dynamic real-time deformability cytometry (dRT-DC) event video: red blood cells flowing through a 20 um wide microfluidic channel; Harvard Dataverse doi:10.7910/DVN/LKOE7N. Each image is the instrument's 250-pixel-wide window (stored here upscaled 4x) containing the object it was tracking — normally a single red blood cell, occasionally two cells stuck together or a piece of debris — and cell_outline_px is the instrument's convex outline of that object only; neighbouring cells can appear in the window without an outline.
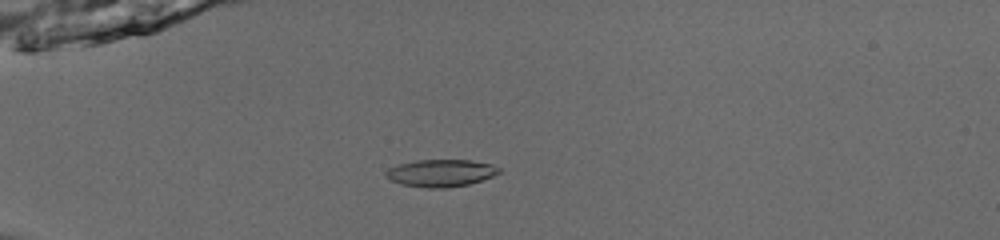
{"species": "common noctule bat (a hibernating species)", "species_latin": "Nyctalus noctula", "temperature_condition": "room temperature", "stored_images_in_passage": 53, "camera_frame_rate_fps": 3000, "um_per_image_px": 0.085, "animal": {"sex": "male", "body_mass_g": 13.0, "forearm_length_mm": 53.1}, "frame": {"image": 1, "passage_image": 17, "time_ms": 5.333, "image_size_px": [1000, 240], "cell_outline_px": [[504, 172], [468, 184], [448, 188], [428, 188], [400, 184], [384, 176], [384, 172], [388, 168], [400, 164], [416, 160], [468, 160], [492, 164], [500, 168]], "centroid_in_image_um": [37.47, 14.71], "position_along_channel_um": 47.5, "area_um2": 18.03}}
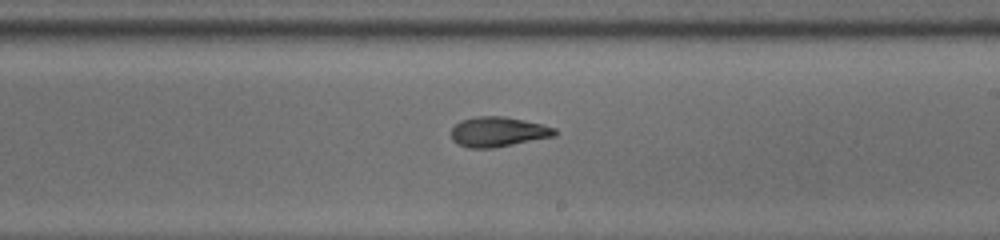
{"frame": {"image": 2, "passage_image": 34, "time_ms": 11.0, "image_size_px": [1000, 240], "cell_outline_px": [[556, 136], [492, 148], [468, 148], [452, 140], [452, 128], [460, 120], [476, 116], [504, 116], [524, 120], [556, 128]], "centroid_in_image_um": [42.33, 11.2], "position_along_channel_um": 246.7, "area_um2": 17.98}}
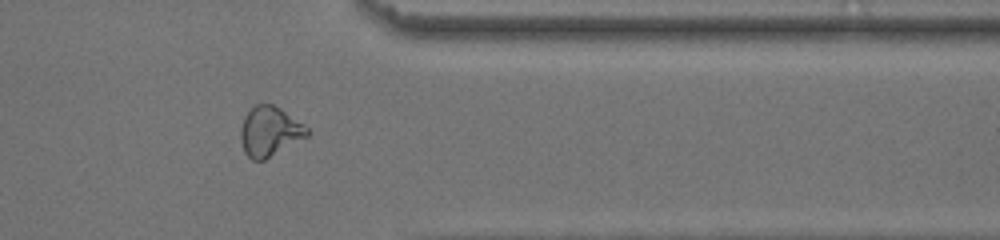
{"frame": {"image": 3, "passage_image": 45, "time_ms": 14.667, "image_size_px": [1000, 240], "cell_outline_px": [[312, 132], [308, 136], [264, 160], [252, 160], [244, 152], [240, 140], [240, 128], [244, 116], [256, 104], [272, 104], [280, 108], [304, 124]], "centroid_in_image_um": [22.92, 11.17], "position_along_channel_um": 388.5, "area_um2": 19.31}, "authors_computed_cell_mechanics": {"area_um2": 18.207, "velocity_mm_per_s": 3.9847, "shape_relaxation_time_tau1_ms": 4.4146, "shape_relaxation_time_tau2_ms": 2.3367, "deformation_change_tau1": 0.1605, "deformation_change_tau2": 0.0917}}